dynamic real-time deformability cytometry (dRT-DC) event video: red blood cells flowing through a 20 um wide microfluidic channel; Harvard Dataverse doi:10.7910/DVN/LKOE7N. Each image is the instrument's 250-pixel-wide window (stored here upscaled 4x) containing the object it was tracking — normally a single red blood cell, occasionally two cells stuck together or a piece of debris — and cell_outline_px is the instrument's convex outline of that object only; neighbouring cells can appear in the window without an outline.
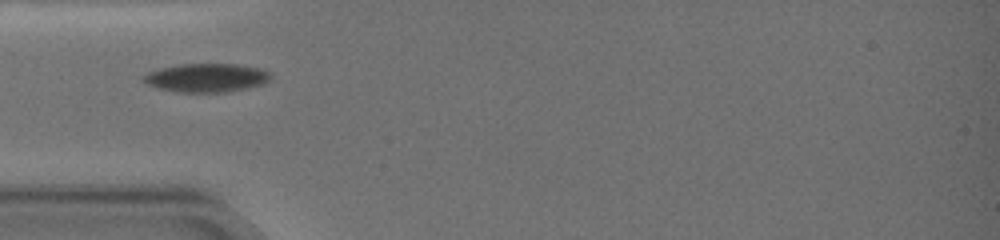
{"species": "common noctule bat (a hibernating species)", "species_latin": "Nyctalus noctula", "temperature_condition": "warm", "stored_images_in_passage": 25, "camera_frame_rate_fps": 3000, "um_per_image_px": 0.085, "animal": {"sex": "female", "body_mass_g": 19.0, "forearm_length_mm": 51.5}, "frame": {"image": 1, "passage_image": 1, "time_ms": 0.0, "image_size_px": [1000, 240], "cell_outline_px": [[272, 80], [264, 84], [224, 92], [176, 92], [156, 88], [140, 80], [148, 72], [160, 68], [180, 64], [236, 64], [260, 68], [268, 72], [272, 76]], "centroid_in_image_um": [17.54, 6.61], "position_along_channel_um": 67.5, "area_um2": 21.27}}
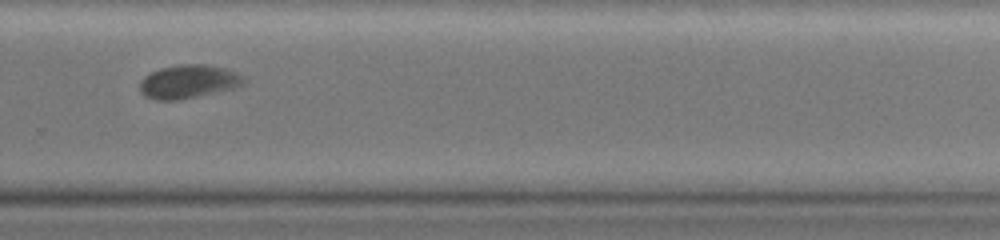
{"frame": {"image": 2, "passage_image": 15, "time_ms": 7.667, "image_size_px": [1000, 240], "cell_outline_px": [[248, 80], [244, 84], [236, 88], [180, 100], [156, 100], [144, 96], [140, 92], [140, 80], [144, 76], [160, 68], [176, 64], [208, 64], [224, 68], [236, 72], [244, 76]], "centroid_in_image_um": [16.04, 6.93], "position_along_channel_um": 313.8, "area_um2": 20.69}, "authors_computed_cell_mechanics": {"area_um2": 20.9236, "velocity_mm_per_s": 3.2183, "shape_relaxation_time_tau1_ms": 7.016, "shape_relaxation_time_tau2_ms": null, "deformation_change_tau1": 0.1465, "deformation_change_tau2": null}}